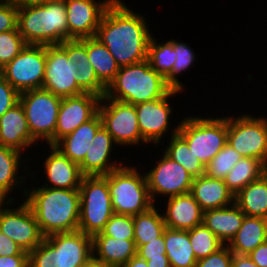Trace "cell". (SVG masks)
Masks as SVG:
<instances>
[{"mask_svg": "<svg viewBox=\"0 0 267 267\" xmlns=\"http://www.w3.org/2000/svg\"><path fill=\"white\" fill-rule=\"evenodd\" d=\"M18 28L0 33V69L12 61L26 46Z\"/></svg>", "mask_w": 267, "mask_h": 267, "instance_id": "cell-41", "label": "cell"}, {"mask_svg": "<svg viewBox=\"0 0 267 267\" xmlns=\"http://www.w3.org/2000/svg\"><path fill=\"white\" fill-rule=\"evenodd\" d=\"M92 250L93 255L109 267H122L137 254L134 240L110 236H93Z\"/></svg>", "mask_w": 267, "mask_h": 267, "instance_id": "cell-27", "label": "cell"}, {"mask_svg": "<svg viewBox=\"0 0 267 267\" xmlns=\"http://www.w3.org/2000/svg\"><path fill=\"white\" fill-rule=\"evenodd\" d=\"M20 93L0 74V117L19 103Z\"/></svg>", "mask_w": 267, "mask_h": 267, "instance_id": "cell-43", "label": "cell"}, {"mask_svg": "<svg viewBox=\"0 0 267 267\" xmlns=\"http://www.w3.org/2000/svg\"><path fill=\"white\" fill-rule=\"evenodd\" d=\"M267 241V219L246 216L228 247L233 254L249 255L257 246Z\"/></svg>", "mask_w": 267, "mask_h": 267, "instance_id": "cell-28", "label": "cell"}, {"mask_svg": "<svg viewBox=\"0 0 267 267\" xmlns=\"http://www.w3.org/2000/svg\"><path fill=\"white\" fill-rule=\"evenodd\" d=\"M13 202L7 201L0 207V231L29 253L42 243L45 236L30 206L24 201L12 208Z\"/></svg>", "mask_w": 267, "mask_h": 267, "instance_id": "cell-13", "label": "cell"}, {"mask_svg": "<svg viewBox=\"0 0 267 267\" xmlns=\"http://www.w3.org/2000/svg\"><path fill=\"white\" fill-rule=\"evenodd\" d=\"M122 267H148V265L146 260L136 254Z\"/></svg>", "mask_w": 267, "mask_h": 267, "instance_id": "cell-52", "label": "cell"}, {"mask_svg": "<svg viewBox=\"0 0 267 267\" xmlns=\"http://www.w3.org/2000/svg\"><path fill=\"white\" fill-rule=\"evenodd\" d=\"M241 155L228 143L205 166V175L224 180L232 167L241 159Z\"/></svg>", "mask_w": 267, "mask_h": 267, "instance_id": "cell-39", "label": "cell"}, {"mask_svg": "<svg viewBox=\"0 0 267 267\" xmlns=\"http://www.w3.org/2000/svg\"><path fill=\"white\" fill-rule=\"evenodd\" d=\"M94 236H110L116 239L134 240L133 216L113 214L103 230Z\"/></svg>", "mask_w": 267, "mask_h": 267, "instance_id": "cell-40", "label": "cell"}, {"mask_svg": "<svg viewBox=\"0 0 267 267\" xmlns=\"http://www.w3.org/2000/svg\"><path fill=\"white\" fill-rule=\"evenodd\" d=\"M166 203L162 212L166 228L189 230L203 224V210L190 192L168 197Z\"/></svg>", "mask_w": 267, "mask_h": 267, "instance_id": "cell-22", "label": "cell"}, {"mask_svg": "<svg viewBox=\"0 0 267 267\" xmlns=\"http://www.w3.org/2000/svg\"><path fill=\"white\" fill-rule=\"evenodd\" d=\"M173 88L156 72L148 60L121 66L106 88L110 99L137 105L165 97Z\"/></svg>", "mask_w": 267, "mask_h": 267, "instance_id": "cell-4", "label": "cell"}, {"mask_svg": "<svg viewBox=\"0 0 267 267\" xmlns=\"http://www.w3.org/2000/svg\"><path fill=\"white\" fill-rule=\"evenodd\" d=\"M114 0H65L70 39L95 37L106 9Z\"/></svg>", "mask_w": 267, "mask_h": 267, "instance_id": "cell-17", "label": "cell"}, {"mask_svg": "<svg viewBox=\"0 0 267 267\" xmlns=\"http://www.w3.org/2000/svg\"><path fill=\"white\" fill-rule=\"evenodd\" d=\"M0 267H28V255L0 256Z\"/></svg>", "mask_w": 267, "mask_h": 267, "instance_id": "cell-47", "label": "cell"}, {"mask_svg": "<svg viewBox=\"0 0 267 267\" xmlns=\"http://www.w3.org/2000/svg\"><path fill=\"white\" fill-rule=\"evenodd\" d=\"M92 254V237L82 231L54 233L28 253V267H81Z\"/></svg>", "mask_w": 267, "mask_h": 267, "instance_id": "cell-5", "label": "cell"}, {"mask_svg": "<svg viewBox=\"0 0 267 267\" xmlns=\"http://www.w3.org/2000/svg\"><path fill=\"white\" fill-rule=\"evenodd\" d=\"M227 143L242 157L258 159L267 166V118L228 116Z\"/></svg>", "mask_w": 267, "mask_h": 267, "instance_id": "cell-10", "label": "cell"}, {"mask_svg": "<svg viewBox=\"0 0 267 267\" xmlns=\"http://www.w3.org/2000/svg\"><path fill=\"white\" fill-rule=\"evenodd\" d=\"M81 267H109L103 261L96 258L93 254Z\"/></svg>", "mask_w": 267, "mask_h": 267, "instance_id": "cell-53", "label": "cell"}, {"mask_svg": "<svg viewBox=\"0 0 267 267\" xmlns=\"http://www.w3.org/2000/svg\"><path fill=\"white\" fill-rule=\"evenodd\" d=\"M100 100V96L91 93L62 98L55 129V144L92 119L98 113Z\"/></svg>", "mask_w": 267, "mask_h": 267, "instance_id": "cell-18", "label": "cell"}, {"mask_svg": "<svg viewBox=\"0 0 267 267\" xmlns=\"http://www.w3.org/2000/svg\"><path fill=\"white\" fill-rule=\"evenodd\" d=\"M166 256L170 267H195L197 259L189 239L188 230H164Z\"/></svg>", "mask_w": 267, "mask_h": 267, "instance_id": "cell-30", "label": "cell"}, {"mask_svg": "<svg viewBox=\"0 0 267 267\" xmlns=\"http://www.w3.org/2000/svg\"><path fill=\"white\" fill-rule=\"evenodd\" d=\"M46 67V46L26 45L9 63L0 69V74L19 93L42 88Z\"/></svg>", "mask_w": 267, "mask_h": 267, "instance_id": "cell-11", "label": "cell"}, {"mask_svg": "<svg viewBox=\"0 0 267 267\" xmlns=\"http://www.w3.org/2000/svg\"><path fill=\"white\" fill-rule=\"evenodd\" d=\"M8 200L0 193V207L6 204Z\"/></svg>", "mask_w": 267, "mask_h": 267, "instance_id": "cell-54", "label": "cell"}, {"mask_svg": "<svg viewBox=\"0 0 267 267\" xmlns=\"http://www.w3.org/2000/svg\"><path fill=\"white\" fill-rule=\"evenodd\" d=\"M13 255H28V252L0 231V256Z\"/></svg>", "mask_w": 267, "mask_h": 267, "instance_id": "cell-46", "label": "cell"}, {"mask_svg": "<svg viewBox=\"0 0 267 267\" xmlns=\"http://www.w3.org/2000/svg\"><path fill=\"white\" fill-rule=\"evenodd\" d=\"M113 145H116L112 136L107 132L103 125L97 130L92 143L79 164L83 176H105L111 171L119 169L124 165L123 161H109ZM123 163V164H122Z\"/></svg>", "mask_w": 267, "mask_h": 267, "instance_id": "cell-20", "label": "cell"}, {"mask_svg": "<svg viewBox=\"0 0 267 267\" xmlns=\"http://www.w3.org/2000/svg\"><path fill=\"white\" fill-rule=\"evenodd\" d=\"M248 256L259 267H267V241L257 246Z\"/></svg>", "mask_w": 267, "mask_h": 267, "instance_id": "cell-48", "label": "cell"}, {"mask_svg": "<svg viewBox=\"0 0 267 267\" xmlns=\"http://www.w3.org/2000/svg\"><path fill=\"white\" fill-rule=\"evenodd\" d=\"M181 92V90L172 89L165 97L135 105L139 130L147 144L152 142L156 146L161 143L164 134H167L173 111L169 101L171 97Z\"/></svg>", "mask_w": 267, "mask_h": 267, "instance_id": "cell-16", "label": "cell"}, {"mask_svg": "<svg viewBox=\"0 0 267 267\" xmlns=\"http://www.w3.org/2000/svg\"><path fill=\"white\" fill-rule=\"evenodd\" d=\"M190 193L203 211L230 206L235 203V195L224 180L201 175L193 178Z\"/></svg>", "mask_w": 267, "mask_h": 267, "instance_id": "cell-24", "label": "cell"}, {"mask_svg": "<svg viewBox=\"0 0 267 267\" xmlns=\"http://www.w3.org/2000/svg\"><path fill=\"white\" fill-rule=\"evenodd\" d=\"M87 54L98 80L107 88L120 66L107 47L96 37L87 38Z\"/></svg>", "mask_w": 267, "mask_h": 267, "instance_id": "cell-32", "label": "cell"}, {"mask_svg": "<svg viewBox=\"0 0 267 267\" xmlns=\"http://www.w3.org/2000/svg\"><path fill=\"white\" fill-rule=\"evenodd\" d=\"M98 113L103 127L112 136L116 145L133 146L141 142L147 145L139 130L135 105L110 99L104 95L101 97Z\"/></svg>", "mask_w": 267, "mask_h": 267, "instance_id": "cell-12", "label": "cell"}, {"mask_svg": "<svg viewBox=\"0 0 267 267\" xmlns=\"http://www.w3.org/2000/svg\"><path fill=\"white\" fill-rule=\"evenodd\" d=\"M173 49V39L166 43H157V39L152 35L148 45L147 60L150 66L166 78L171 72L175 59Z\"/></svg>", "mask_w": 267, "mask_h": 267, "instance_id": "cell-36", "label": "cell"}, {"mask_svg": "<svg viewBox=\"0 0 267 267\" xmlns=\"http://www.w3.org/2000/svg\"><path fill=\"white\" fill-rule=\"evenodd\" d=\"M233 253L228 245H224L211 255L199 259L195 267H232Z\"/></svg>", "mask_w": 267, "mask_h": 267, "instance_id": "cell-42", "label": "cell"}, {"mask_svg": "<svg viewBox=\"0 0 267 267\" xmlns=\"http://www.w3.org/2000/svg\"><path fill=\"white\" fill-rule=\"evenodd\" d=\"M80 218L78 230L93 237L100 233L114 214L105 176H83L80 187Z\"/></svg>", "mask_w": 267, "mask_h": 267, "instance_id": "cell-7", "label": "cell"}, {"mask_svg": "<svg viewBox=\"0 0 267 267\" xmlns=\"http://www.w3.org/2000/svg\"><path fill=\"white\" fill-rule=\"evenodd\" d=\"M235 204L246 216L267 219V172L235 195Z\"/></svg>", "mask_w": 267, "mask_h": 267, "instance_id": "cell-29", "label": "cell"}, {"mask_svg": "<svg viewBox=\"0 0 267 267\" xmlns=\"http://www.w3.org/2000/svg\"><path fill=\"white\" fill-rule=\"evenodd\" d=\"M17 28L27 45H54L69 40L65 0L18 8Z\"/></svg>", "mask_w": 267, "mask_h": 267, "instance_id": "cell-3", "label": "cell"}, {"mask_svg": "<svg viewBox=\"0 0 267 267\" xmlns=\"http://www.w3.org/2000/svg\"><path fill=\"white\" fill-rule=\"evenodd\" d=\"M232 267H259L248 255L233 254Z\"/></svg>", "mask_w": 267, "mask_h": 267, "instance_id": "cell-49", "label": "cell"}, {"mask_svg": "<svg viewBox=\"0 0 267 267\" xmlns=\"http://www.w3.org/2000/svg\"><path fill=\"white\" fill-rule=\"evenodd\" d=\"M146 18L131 10L122 0L106 9L95 37L104 44L121 66L147 60L151 32Z\"/></svg>", "mask_w": 267, "mask_h": 267, "instance_id": "cell-1", "label": "cell"}, {"mask_svg": "<svg viewBox=\"0 0 267 267\" xmlns=\"http://www.w3.org/2000/svg\"><path fill=\"white\" fill-rule=\"evenodd\" d=\"M37 141L32 137L26 114L19 102L0 117V145L22 153Z\"/></svg>", "mask_w": 267, "mask_h": 267, "instance_id": "cell-21", "label": "cell"}, {"mask_svg": "<svg viewBox=\"0 0 267 267\" xmlns=\"http://www.w3.org/2000/svg\"><path fill=\"white\" fill-rule=\"evenodd\" d=\"M137 255H139L144 260L148 261L150 259L162 258V255H166L164 232L163 234L150 241L147 244L141 245L137 249Z\"/></svg>", "mask_w": 267, "mask_h": 267, "instance_id": "cell-45", "label": "cell"}, {"mask_svg": "<svg viewBox=\"0 0 267 267\" xmlns=\"http://www.w3.org/2000/svg\"><path fill=\"white\" fill-rule=\"evenodd\" d=\"M267 172V166L255 158L241 157L224 179L227 187L236 195L249 183L259 179Z\"/></svg>", "mask_w": 267, "mask_h": 267, "instance_id": "cell-34", "label": "cell"}, {"mask_svg": "<svg viewBox=\"0 0 267 267\" xmlns=\"http://www.w3.org/2000/svg\"><path fill=\"white\" fill-rule=\"evenodd\" d=\"M31 190L24 189L25 202L32 209L45 237L54 233L78 230L80 218L79 189L38 186Z\"/></svg>", "mask_w": 267, "mask_h": 267, "instance_id": "cell-2", "label": "cell"}, {"mask_svg": "<svg viewBox=\"0 0 267 267\" xmlns=\"http://www.w3.org/2000/svg\"><path fill=\"white\" fill-rule=\"evenodd\" d=\"M134 242L138 249L160 237L166 229L163 213L160 214L156 206H152L146 212L133 216Z\"/></svg>", "mask_w": 267, "mask_h": 267, "instance_id": "cell-35", "label": "cell"}, {"mask_svg": "<svg viewBox=\"0 0 267 267\" xmlns=\"http://www.w3.org/2000/svg\"><path fill=\"white\" fill-rule=\"evenodd\" d=\"M189 239L197 260L218 251L225 244L204 224L189 229Z\"/></svg>", "mask_w": 267, "mask_h": 267, "instance_id": "cell-37", "label": "cell"}, {"mask_svg": "<svg viewBox=\"0 0 267 267\" xmlns=\"http://www.w3.org/2000/svg\"><path fill=\"white\" fill-rule=\"evenodd\" d=\"M178 133L206 166L227 144V117L185 116L180 122Z\"/></svg>", "mask_w": 267, "mask_h": 267, "instance_id": "cell-8", "label": "cell"}, {"mask_svg": "<svg viewBox=\"0 0 267 267\" xmlns=\"http://www.w3.org/2000/svg\"><path fill=\"white\" fill-rule=\"evenodd\" d=\"M72 58L59 45L46 46L43 89L61 98L85 93L75 80Z\"/></svg>", "mask_w": 267, "mask_h": 267, "instance_id": "cell-15", "label": "cell"}, {"mask_svg": "<svg viewBox=\"0 0 267 267\" xmlns=\"http://www.w3.org/2000/svg\"><path fill=\"white\" fill-rule=\"evenodd\" d=\"M180 123L171 131L170 143L163 153L183 166L187 172L197 178L205 173L204 164L194 155L187 141L178 133Z\"/></svg>", "mask_w": 267, "mask_h": 267, "instance_id": "cell-33", "label": "cell"}, {"mask_svg": "<svg viewBox=\"0 0 267 267\" xmlns=\"http://www.w3.org/2000/svg\"><path fill=\"white\" fill-rule=\"evenodd\" d=\"M102 126V119L97 113L92 119L81 124L71 134L60 139L54 147L72 162L80 164L89 149L90 144L97 132Z\"/></svg>", "mask_w": 267, "mask_h": 267, "instance_id": "cell-25", "label": "cell"}, {"mask_svg": "<svg viewBox=\"0 0 267 267\" xmlns=\"http://www.w3.org/2000/svg\"><path fill=\"white\" fill-rule=\"evenodd\" d=\"M13 3L17 8H24L29 6L42 5L48 0H6Z\"/></svg>", "mask_w": 267, "mask_h": 267, "instance_id": "cell-50", "label": "cell"}, {"mask_svg": "<svg viewBox=\"0 0 267 267\" xmlns=\"http://www.w3.org/2000/svg\"><path fill=\"white\" fill-rule=\"evenodd\" d=\"M62 98L43 88L20 93L19 102L24 108L32 137L55 145V129Z\"/></svg>", "mask_w": 267, "mask_h": 267, "instance_id": "cell-9", "label": "cell"}, {"mask_svg": "<svg viewBox=\"0 0 267 267\" xmlns=\"http://www.w3.org/2000/svg\"><path fill=\"white\" fill-rule=\"evenodd\" d=\"M18 8L11 2L0 0V33L17 29Z\"/></svg>", "mask_w": 267, "mask_h": 267, "instance_id": "cell-44", "label": "cell"}, {"mask_svg": "<svg viewBox=\"0 0 267 267\" xmlns=\"http://www.w3.org/2000/svg\"><path fill=\"white\" fill-rule=\"evenodd\" d=\"M189 44L184 42H178L176 39H173V49L175 50V59L176 61L173 64L172 72L165 78L166 82L173 88L177 90L183 89V84L180 82L178 74L186 72L188 68L190 69L192 64L195 63V53L191 49ZM193 50V51H192ZM191 65V66H190Z\"/></svg>", "mask_w": 267, "mask_h": 267, "instance_id": "cell-38", "label": "cell"}, {"mask_svg": "<svg viewBox=\"0 0 267 267\" xmlns=\"http://www.w3.org/2000/svg\"><path fill=\"white\" fill-rule=\"evenodd\" d=\"M157 165L145 173L147 186L153 203L156 196L168 197L186 194L191 191L193 177L179 163L165 153Z\"/></svg>", "mask_w": 267, "mask_h": 267, "instance_id": "cell-14", "label": "cell"}, {"mask_svg": "<svg viewBox=\"0 0 267 267\" xmlns=\"http://www.w3.org/2000/svg\"><path fill=\"white\" fill-rule=\"evenodd\" d=\"M50 154L44 161V173L48 182L42 187L79 189L82 173L79 165L72 162L54 146H48ZM49 184V185H48Z\"/></svg>", "mask_w": 267, "mask_h": 267, "instance_id": "cell-23", "label": "cell"}, {"mask_svg": "<svg viewBox=\"0 0 267 267\" xmlns=\"http://www.w3.org/2000/svg\"><path fill=\"white\" fill-rule=\"evenodd\" d=\"M245 214L234 203L230 206L203 211V224L225 245L235 237Z\"/></svg>", "mask_w": 267, "mask_h": 267, "instance_id": "cell-26", "label": "cell"}, {"mask_svg": "<svg viewBox=\"0 0 267 267\" xmlns=\"http://www.w3.org/2000/svg\"><path fill=\"white\" fill-rule=\"evenodd\" d=\"M147 265L148 267H170V263L166 255H162V258L148 260Z\"/></svg>", "mask_w": 267, "mask_h": 267, "instance_id": "cell-51", "label": "cell"}, {"mask_svg": "<svg viewBox=\"0 0 267 267\" xmlns=\"http://www.w3.org/2000/svg\"><path fill=\"white\" fill-rule=\"evenodd\" d=\"M72 58L74 78L85 92L103 97L106 87L98 80L87 54V38L70 39L59 44Z\"/></svg>", "mask_w": 267, "mask_h": 267, "instance_id": "cell-19", "label": "cell"}, {"mask_svg": "<svg viewBox=\"0 0 267 267\" xmlns=\"http://www.w3.org/2000/svg\"><path fill=\"white\" fill-rule=\"evenodd\" d=\"M137 168L124 165L108 174L114 214L136 216L155 205L150 197L146 176L139 173Z\"/></svg>", "mask_w": 267, "mask_h": 267, "instance_id": "cell-6", "label": "cell"}, {"mask_svg": "<svg viewBox=\"0 0 267 267\" xmlns=\"http://www.w3.org/2000/svg\"><path fill=\"white\" fill-rule=\"evenodd\" d=\"M22 152L7 146L0 145V193L8 200L14 201L13 196L8 195L13 192L16 186L25 183V175L19 176L18 170L21 168Z\"/></svg>", "mask_w": 267, "mask_h": 267, "instance_id": "cell-31", "label": "cell"}]
</instances>
